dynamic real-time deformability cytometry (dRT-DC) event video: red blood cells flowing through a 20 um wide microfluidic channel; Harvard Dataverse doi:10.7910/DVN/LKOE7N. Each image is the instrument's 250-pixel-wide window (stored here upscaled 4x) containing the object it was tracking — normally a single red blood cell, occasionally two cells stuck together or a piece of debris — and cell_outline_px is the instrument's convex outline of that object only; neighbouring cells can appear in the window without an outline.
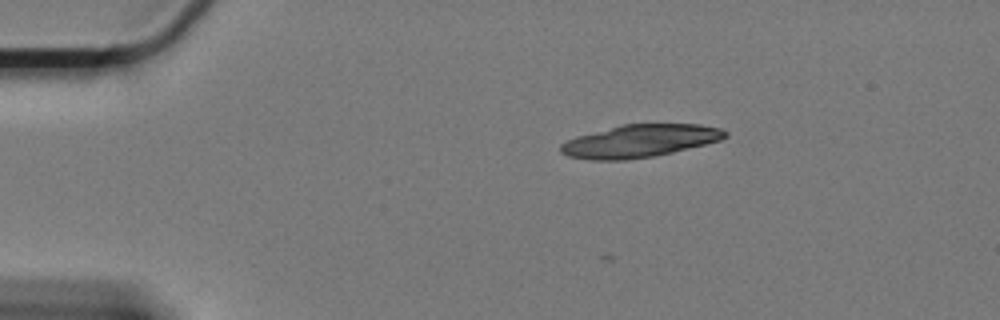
{"species": "Egyptian fruit bat (a non-hibernating species)", "species_latin": "Rousettus aegyptiacus", "temperature_condition": "cold", "stored_images_in_passage": 17, "camera_frame_rate_fps": 3000, "um_per_image_px": 0.085, "animal": {"sex": "female"}, "frame": {"image": 1, "passage_image": 1, "time_ms": 0.0, "image_size_px": [1000, 320], "cell_outline_px": [[728, 136], [720, 140], [672, 152], [652, 156], [624, 160], [588, 160], [568, 156], [560, 152], [560, 144], [568, 140], [580, 136], [624, 124], [700, 124], [720, 128], [728, 132]], "centroid_in_image_um": [54.4, 11.99], "position_along_channel_um": 30.6, "area_um2": 30.87}}